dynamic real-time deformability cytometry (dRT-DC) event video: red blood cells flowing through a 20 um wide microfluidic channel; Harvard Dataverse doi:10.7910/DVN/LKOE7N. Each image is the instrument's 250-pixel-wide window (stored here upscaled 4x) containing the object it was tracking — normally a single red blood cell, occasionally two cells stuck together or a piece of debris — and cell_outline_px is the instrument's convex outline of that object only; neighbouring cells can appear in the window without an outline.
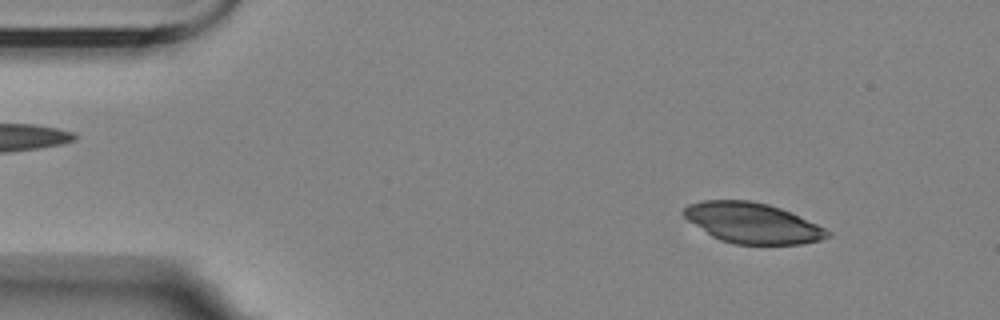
{"species": "Egyptian fruit bat (a non-hibernating species)", "species_latin": "Rousettus aegyptiacus", "temperature_condition": "room temperature", "stored_images_in_passage": 57, "camera_frame_rate_fps": 3000, "um_per_image_px": 0.085, "animal": {"sex": "female"}, "frame": {"image": 1, "passage_image": 7, "time_ms": 2.0, "image_size_px": [1000, 320], "cell_outline_px": [[832, 236], [820, 240], [800, 244], [736, 244], [720, 240], [712, 236], [688, 220], [680, 212], [688, 204], [704, 200], [748, 200], [768, 204], [792, 212], [832, 232]], "centroid_in_image_um": [63.96, 18.95], "position_along_channel_um": 21.0, "area_um2": 33.81}}